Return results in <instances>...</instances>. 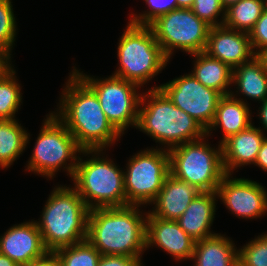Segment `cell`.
Wrapping results in <instances>:
<instances>
[{
	"instance_id": "obj_1",
	"label": "cell",
	"mask_w": 267,
	"mask_h": 266,
	"mask_svg": "<svg viewBox=\"0 0 267 266\" xmlns=\"http://www.w3.org/2000/svg\"><path fill=\"white\" fill-rule=\"evenodd\" d=\"M54 115L82 150H104L121 134L108 121L96 94L72 71Z\"/></svg>"
},
{
	"instance_id": "obj_2",
	"label": "cell",
	"mask_w": 267,
	"mask_h": 266,
	"mask_svg": "<svg viewBox=\"0 0 267 266\" xmlns=\"http://www.w3.org/2000/svg\"><path fill=\"white\" fill-rule=\"evenodd\" d=\"M139 205L90 209L87 240L101 255L142 257L146 249V216Z\"/></svg>"
},
{
	"instance_id": "obj_3",
	"label": "cell",
	"mask_w": 267,
	"mask_h": 266,
	"mask_svg": "<svg viewBox=\"0 0 267 266\" xmlns=\"http://www.w3.org/2000/svg\"><path fill=\"white\" fill-rule=\"evenodd\" d=\"M139 107L136 128L156 142L168 145L167 150L207 136L200 123L176 107L158 87L141 94Z\"/></svg>"
},
{
	"instance_id": "obj_4",
	"label": "cell",
	"mask_w": 267,
	"mask_h": 266,
	"mask_svg": "<svg viewBox=\"0 0 267 266\" xmlns=\"http://www.w3.org/2000/svg\"><path fill=\"white\" fill-rule=\"evenodd\" d=\"M89 211L75 188H54L36 221L46 249L54 252L86 240Z\"/></svg>"
},
{
	"instance_id": "obj_5",
	"label": "cell",
	"mask_w": 267,
	"mask_h": 266,
	"mask_svg": "<svg viewBox=\"0 0 267 266\" xmlns=\"http://www.w3.org/2000/svg\"><path fill=\"white\" fill-rule=\"evenodd\" d=\"M102 151L82 150L83 155H94L84 161L79 156L72 177L74 188L89 209L127 206L124 171L109 158H101Z\"/></svg>"
},
{
	"instance_id": "obj_6",
	"label": "cell",
	"mask_w": 267,
	"mask_h": 266,
	"mask_svg": "<svg viewBox=\"0 0 267 266\" xmlns=\"http://www.w3.org/2000/svg\"><path fill=\"white\" fill-rule=\"evenodd\" d=\"M119 40L117 55L120 64L112 75L142 87L169 62L150 26L129 22Z\"/></svg>"
},
{
	"instance_id": "obj_7",
	"label": "cell",
	"mask_w": 267,
	"mask_h": 266,
	"mask_svg": "<svg viewBox=\"0 0 267 266\" xmlns=\"http://www.w3.org/2000/svg\"><path fill=\"white\" fill-rule=\"evenodd\" d=\"M202 137L170 150L169 169L174 177L196 186L202 192L216 191L226 174L222 162V146H209Z\"/></svg>"
},
{
	"instance_id": "obj_8",
	"label": "cell",
	"mask_w": 267,
	"mask_h": 266,
	"mask_svg": "<svg viewBox=\"0 0 267 266\" xmlns=\"http://www.w3.org/2000/svg\"><path fill=\"white\" fill-rule=\"evenodd\" d=\"M54 113H50L43 123L26 170L52 179L63 167L72 179L79 158L77 152L81 154L82 149ZM69 160L68 165L66 161Z\"/></svg>"
},
{
	"instance_id": "obj_9",
	"label": "cell",
	"mask_w": 267,
	"mask_h": 266,
	"mask_svg": "<svg viewBox=\"0 0 267 266\" xmlns=\"http://www.w3.org/2000/svg\"><path fill=\"white\" fill-rule=\"evenodd\" d=\"M73 72L96 94L108 121L121 135L130 125L137 126L141 95L136 89L139 85L115 75L95 79L75 67Z\"/></svg>"
},
{
	"instance_id": "obj_10",
	"label": "cell",
	"mask_w": 267,
	"mask_h": 266,
	"mask_svg": "<svg viewBox=\"0 0 267 266\" xmlns=\"http://www.w3.org/2000/svg\"><path fill=\"white\" fill-rule=\"evenodd\" d=\"M165 56L170 59L174 49L194 54L203 52L211 26L188 8H177L158 17L150 25Z\"/></svg>"
},
{
	"instance_id": "obj_11",
	"label": "cell",
	"mask_w": 267,
	"mask_h": 266,
	"mask_svg": "<svg viewBox=\"0 0 267 266\" xmlns=\"http://www.w3.org/2000/svg\"><path fill=\"white\" fill-rule=\"evenodd\" d=\"M124 172L127 205L152 204L170 173L166 149H146L132 156Z\"/></svg>"
},
{
	"instance_id": "obj_12",
	"label": "cell",
	"mask_w": 267,
	"mask_h": 266,
	"mask_svg": "<svg viewBox=\"0 0 267 266\" xmlns=\"http://www.w3.org/2000/svg\"><path fill=\"white\" fill-rule=\"evenodd\" d=\"M171 102L194 118L207 130L215 117L217 104L222 95L203 86L193 74H186L171 82L157 86Z\"/></svg>"
},
{
	"instance_id": "obj_13",
	"label": "cell",
	"mask_w": 267,
	"mask_h": 266,
	"mask_svg": "<svg viewBox=\"0 0 267 266\" xmlns=\"http://www.w3.org/2000/svg\"><path fill=\"white\" fill-rule=\"evenodd\" d=\"M225 174L216 190L217 197L239 218H259L267 212V192L256 181Z\"/></svg>"
},
{
	"instance_id": "obj_14",
	"label": "cell",
	"mask_w": 267,
	"mask_h": 266,
	"mask_svg": "<svg viewBox=\"0 0 267 266\" xmlns=\"http://www.w3.org/2000/svg\"><path fill=\"white\" fill-rule=\"evenodd\" d=\"M203 52L219 59L232 69L251 61L256 56L248 33L229 29L224 25L210 28Z\"/></svg>"
},
{
	"instance_id": "obj_15",
	"label": "cell",
	"mask_w": 267,
	"mask_h": 266,
	"mask_svg": "<svg viewBox=\"0 0 267 266\" xmlns=\"http://www.w3.org/2000/svg\"><path fill=\"white\" fill-rule=\"evenodd\" d=\"M146 248L158 246L176 260L192 259L195 240L176 220H165L146 213Z\"/></svg>"
},
{
	"instance_id": "obj_16",
	"label": "cell",
	"mask_w": 267,
	"mask_h": 266,
	"mask_svg": "<svg viewBox=\"0 0 267 266\" xmlns=\"http://www.w3.org/2000/svg\"><path fill=\"white\" fill-rule=\"evenodd\" d=\"M47 252L36 221L14 225L0 237V253L19 266L28 264Z\"/></svg>"
},
{
	"instance_id": "obj_17",
	"label": "cell",
	"mask_w": 267,
	"mask_h": 266,
	"mask_svg": "<svg viewBox=\"0 0 267 266\" xmlns=\"http://www.w3.org/2000/svg\"><path fill=\"white\" fill-rule=\"evenodd\" d=\"M201 192L196 186L190 185L169 173L163 187L152 202L155 204V209L148 213L160 219L177 220Z\"/></svg>"
},
{
	"instance_id": "obj_18",
	"label": "cell",
	"mask_w": 267,
	"mask_h": 266,
	"mask_svg": "<svg viewBox=\"0 0 267 266\" xmlns=\"http://www.w3.org/2000/svg\"><path fill=\"white\" fill-rule=\"evenodd\" d=\"M266 136L252 124L230 136L222 144V162L226 174L240 166L255 164L260 146Z\"/></svg>"
},
{
	"instance_id": "obj_19",
	"label": "cell",
	"mask_w": 267,
	"mask_h": 266,
	"mask_svg": "<svg viewBox=\"0 0 267 266\" xmlns=\"http://www.w3.org/2000/svg\"><path fill=\"white\" fill-rule=\"evenodd\" d=\"M216 191L201 192L176 220L179 226L195 241L216 233L210 231L216 212Z\"/></svg>"
},
{
	"instance_id": "obj_20",
	"label": "cell",
	"mask_w": 267,
	"mask_h": 266,
	"mask_svg": "<svg viewBox=\"0 0 267 266\" xmlns=\"http://www.w3.org/2000/svg\"><path fill=\"white\" fill-rule=\"evenodd\" d=\"M251 113L243 99L235 97L233 92L230 95L222 96L217 104L213 122L206 130V135L211 134V130L220 127L224 134L220 144L230 136L235 135L248 128L251 124Z\"/></svg>"
},
{
	"instance_id": "obj_21",
	"label": "cell",
	"mask_w": 267,
	"mask_h": 266,
	"mask_svg": "<svg viewBox=\"0 0 267 266\" xmlns=\"http://www.w3.org/2000/svg\"><path fill=\"white\" fill-rule=\"evenodd\" d=\"M214 234L195 242L194 266H237L238 250L230 238Z\"/></svg>"
},
{
	"instance_id": "obj_22",
	"label": "cell",
	"mask_w": 267,
	"mask_h": 266,
	"mask_svg": "<svg viewBox=\"0 0 267 266\" xmlns=\"http://www.w3.org/2000/svg\"><path fill=\"white\" fill-rule=\"evenodd\" d=\"M195 57L193 76L205 87L212 88L222 96L230 95L227 88L232 84L233 69L205 52L191 54Z\"/></svg>"
},
{
	"instance_id": "obj_23",
	"label": "cell",
	"mask_w": 267,
	"mask_h": 266,
	"mask_svg": "<svg viewBox=\"0 0 267 266\" xmlns=\"http://www.w3.org/2000/svg\"><path fill=\"white\" fill-rule=\"evenodd\" d=\"M232 83L248 98L261 102L267 98V71L256 56L233 69Z\"/></svg>"
},
{
	"instance_id": "obj_24",
	"label": "cell",
	"mask_w": 267,
	"mask_h": 266,
	"mask_svg": "<svg viewBox=\"0 0 267 266\" xmlns=\"http://www.w3.org/2000/svg\"><path fill=\"white\" fill-rule=\"evenodd\" d=\"M29 137L16 119L0 120V167L12 165L25 150Z\"/></svg>"
},
{
	"instance_id": "obj_25",
	"label": "cell",
	"mask_w": 267,
	"mask_h": 266,
	"mask_svg": "<svg viewBox=\"0 0 267 266\" xmlns=\"http://www.w3.org/2000/svg\"><path fill=\"white\" fill-rule=\"evenodd\" d=\"M265 6L264 0H239L225 9L223 25L249 34L261 17Z\"/></svg>"
},
{
	"instance_id": "obj_26",
	"label": "cell",
	"mask_w": 267,
	"mask_h": 266,
	"mask_svg": "<svg viewBox=\"0 0 267 266\" xmlns=\"http://www.w3.org/2000/svg\"><path fill=\"white\" fill-rule=\"evenodd\" d=\"M15 74L11 66L0 76V120L15 119L22 103L21 87Z\"/></svg>"
},
{
	"instance_id": "obj_27",
	"label": "cell",
	"mask_w": 267,
	"mask_h": 266,
	"mask_svg": "<svg viewBox=\"0 0 267 266\" xmlns=\"http://www.w3.org/2000/svg\"><path fill=\"white\" fill-rule=\"evenodd\" d=\"M60 266H98L101 253L86 239L54 251Z\"/></svg>"
},
{
	"instance_id": "obj_28",
	"label": "cell",
	"mask_w": 267,
	"mask_h": 266,
	"mask_svg": "<svg viewBox=\"0 0 267 266\" xmlns=\"http://www.w3.org/2000/svg\"><path fill=\"white\" fill-rule=\"evenodd\" d=\"M11 0H0V51L9 59L16 36V21Z\"/></svg>"
},
{
	"instance_id": "obj_29",
	"label": "cell",
	"mask_w": 267,
	"mask_h": 266,
	"mask_svg": "<svg viewBox=\"0 0 267 266\" xmlns=\"http://www.w3.org/2000/svg\"><path fill=\"white\" fill-rule=\"evenodd\" d=\"M239 266H267V234L260 235L238 249Z\"/></svg>"
},
{
	"instance_id": "obj_30",
	"label": "cell",
	"mask_w": 267,
	"mask_h": 266,
	"mask_svg": "<svg viewBox=\"0 0 267 266\" xmlns=\"http://www.w3.org/2000/svg\"><path fill=\"white\" fill-rule=\"evenodd\" d=\"M193 13L211 27L221 26L225 20V8L221 0H194ZM224 11V12H223ZM222 13V14H221ZM222 15V21L218 22V16Z\"/></svg>"
},
{
	"instance_id": "obj_31",
	"label": "cell",
	"mask_w": 267,
	"mask_h": 266,
	"mask_svg": "<svg viewBox=\"0 0 267 266\" xmlns=\"http://www.w3.org/2000/svg\"><path fill=\"white\" fill-rule=\"evenodd\" d=\"M148 4L150 11H145L143 14H138L134 16L132 14L131 20L129 22L137 25L149 26L158 17L169 13L172 10L177 9V0H145Z\"/></svg>"
},
{
	"instance_id": "obj_32",
	"label": "cell",
	"mask_w": 267,
	"mask_h": 266,
	"mask_svg": "<svg viewBox=\"0 0 267 266\" xmlns=\"http://www.w3.org/2000/svg\"><path fill=\"white\" fill-rule=\"evenodd\" d=\"M249 39L255 54L267 47V6L264 7L261 17L249 32Z\"/></svg>"
},
{
	"instance_id": "obj_33",
	"label": "cell",
	"mask_w": 267,
	"mask_h": 266,
	"mask_svg": "<svg viewBox=\"0 0 267 266\" xmlns=\"http://www.w3.org/2000/svg\"><path fill=\"white\" fill-rule=\"evenodd\" d=\"M98 266H143L141 257L125 255H101Z\"/></svg>"
},
{
	"instance_id": "obj_34",
	"label": "cell",
	"mask_w": 267,
	"mask_h": 266,
	"mask_svg": "<svg viewBox=\"0 0 267 266\" xmlns=\"http://www.w3.org/2000/svg\"><path fill=\"white\" fill-rule=\"evenodd\" d=\"M22 266H60V261L55 252L48 251L44 256Z\"/></svg>"
},
{
	"instance_id": "obj_35",
	"label": "cell",
	"mask_w": 267,
	"mask_h": 266,
	"mask_svg": "<svg viewBox=\"0 0 267 266\" xmlns=\"http://www.w3.org/2000/svg\"><path fill=\"white\" fill-rule=\"evenodd\" d=\"M255 165L267 172V137L264 138L260 146Z\"/></svg>"
},
{
	"instance_id": "obj_36",
	"label": "cell",
	"mask_w": 267,
	"mask_h": 266,
	"mask_svg": "<svg viewBox=\"0 0 267 266\" xmlns=\"http://www.w3.org/2000/svg\"><path fill=\"white\" fill-rule=\"evenodd\" d=\"M261 104L262 105L259 107L260 123H262L263 127L267 130V98Z\"/></svg>"
},
{
	"instance_id": "obj_37",
	"label": "cell",
	"mask_w": 267,
	"mask_h": 266,
	"mask_svg": "<svg viewBox=\"0 0 267 266\" xmlns=\"http://www.w3.org/2000/svg\"><path fill=\"white\" fill-rule=\"evenodd\" d=\"M10 60L4 53L0 51V76L11 67Z\"/></svg>"
},
{
	"instance_id": "obj_38",
	"label": "cell",
	"mask_w": 267,
	"mask_h": 266,
	"mask_svg": "<svg viewBox=\"0 0 267 266\" xmlns=\"http://www.w3.org/2000/svg\"><path fill=\"white\" fill-rule=\"evenodd\" d=\"M256 57L262 62L264 69L267 71V47L259 51Z\"/></svg>"
},
{
	"instance_id": "obj_39",
	"label": "cell",
	"mask_w": 267,
	"mask_h": 266,
	"mask_svg": "<svg viewBox=\"0 0 267 266\" xmlns=\"http://www.w3.org/2000/svg\"><path fill=\"white\" fill-rule=\"evenodd\" d=\"M0 266H19L6 255L0 253Z\"/></svg>"
},
{
	"instance_id": "obj_40",
	"label": "cell",
	"mask_w": 267,
	"mask_h": 266,
	"mask_svg": "<svg viewBox=\"0 0 267 266\" xmlns=\"http://www.w3.org/2000/svg\"><path fill=\"white\" fill-rule=\"evenodd\" d=\"M194 0H177V8H188L193 7Z\"/></svg>"
},
{
	"instance_id": "obj_41",
	"label": "cell",
	"mask_w": 267,
	"mask_h": 266,
	"mask_svg": "<svg viewBox=\"0 0 267 266\" xmlns=\"http://www.w3.org/2000/svg\"><path fill=\"white\" fill-rule=\"evenodd\" d=\"M239 0H221L222 6L226 9L231 4L237 3Z\"/></svg>"
}]
</instances>
